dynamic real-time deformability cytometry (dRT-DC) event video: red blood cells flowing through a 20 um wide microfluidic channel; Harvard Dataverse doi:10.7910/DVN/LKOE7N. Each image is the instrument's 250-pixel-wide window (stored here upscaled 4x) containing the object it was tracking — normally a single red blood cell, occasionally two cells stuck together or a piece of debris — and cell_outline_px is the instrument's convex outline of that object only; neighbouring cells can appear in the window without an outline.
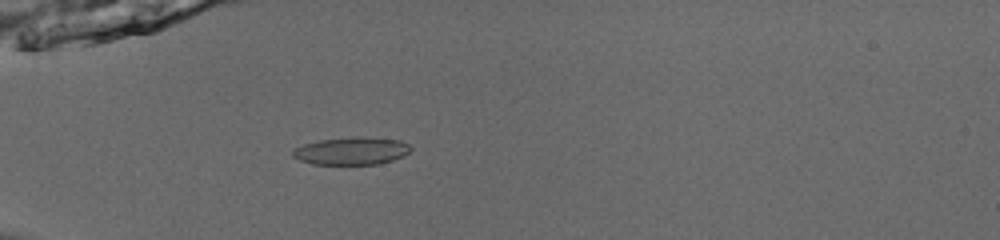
{"species": "common noctule bat (a hibernating species)", "species_latin": "Nyctalus noctula", "temperature_condition": "room temperature", "stored_images_in_passage": 54, "camera_frame_rate_fps": 3000, "um_per_image_px": 0.085, "animal": {"sex": "male", "body_mass_g": 13.0, "forearm_length_mm": 53.1}, "frame": {"image": 1, "passage_image": 19, "time_ms": 6.0, "image_size_px": [1000, 240], "cell_outline_px": [[412, 148], [404, 156], [392, 160], [376, 164], [312, 164], [300, 160], [292, 156], [292, 152], [296, 148], [304, 144], [320, 140], [360, 136], [400, 140], [408, 144]], "centroid_in_image_um": [29.89, 12.82], "position_along_channel_um": 55.1, "area_um2": 18.84}}
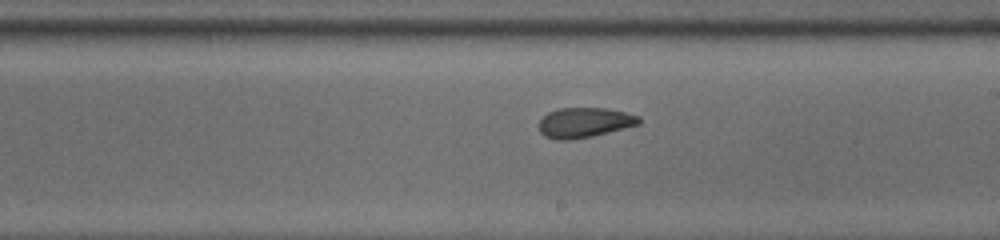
{"frame": {"image": 2, "passage_image": 34, "time_ms": 11.0, "image_size_px": [1000, 240], "cell_outline_px": [[640, 124], [592, 136], [568, 140], [556, 140], [544, 136], [540, 132], [540, 120], [548, 112], [560, 108], [608, 108], [640, 116]], "centroid_in_image_um": [49.67, 10.41], "position_along_channel_um": 239.3, "area_um2": 17.4}}
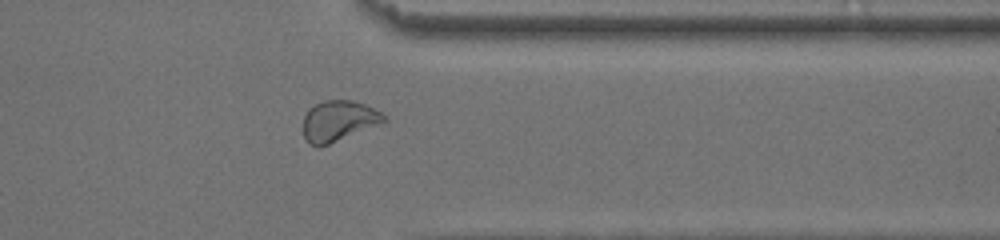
{"frame": {"image": 3, "passage_image": 45, "time_ms": 14.667, "image_size_px": [1000, 240], "cell_outline_px": [[388, 120], [380, 124], [328, 144], [308, 144], [304, 136], [304, 116], [316, 104], [324, 100], [352, 100], [364, 104], [380, 112]], "centroid_in_image_um": [28.8, 10.26], "position_along_channel_um": 382.6, "area_um2": 18.55}, "authors_computed_cell_mechanics": {"area_um2": 18.4093, "velocity_mm_per_s": 3.9436, "shape_relaxation_time_tau1_ms": 4.841, "shape_relaxation_time_tau2_ms": 1.3739, "deformation_change_tau1": 0.1012, "deformation_change_tau2": 0.0602}}